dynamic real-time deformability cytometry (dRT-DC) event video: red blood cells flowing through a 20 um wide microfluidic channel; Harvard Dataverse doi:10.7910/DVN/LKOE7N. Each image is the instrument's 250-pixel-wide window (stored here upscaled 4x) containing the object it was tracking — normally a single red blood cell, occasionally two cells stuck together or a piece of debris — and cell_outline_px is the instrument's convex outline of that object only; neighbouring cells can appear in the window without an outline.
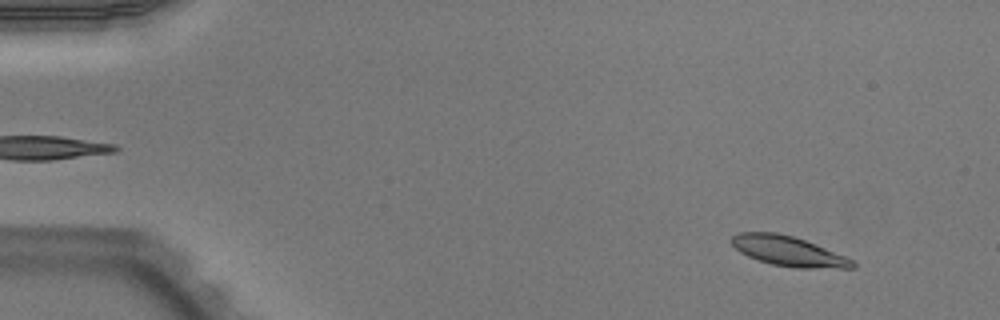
{"species": "Egyptian fruit bat (a non-hibernating species)", "species_latin": "Rousettus aegyptiacus", "temperature_condition": "warm", "stored_images_in_passage": 52, "camera_frame_rate_fps": 3000, "um_per_image_px": 0.085, "animal": {"sex": "male"}, "frame": {"image": 1, "passage_image": 5, "time_ms": 1.333, "image_size_px": [1000, 320], "cell_outline_px": [[856, 268], [796, 268], [772, 264], [756, 260], [740, 252], [732, 244], [732, 236], [740, 232], [776, 232], [792, 236], [804, 240], [844, 256], [852, 260], [856, 264]], "centroid_in_image_um": [66.99, 21.35], "position_along_channel_um": 18.0, "area_um2": 20.81}}
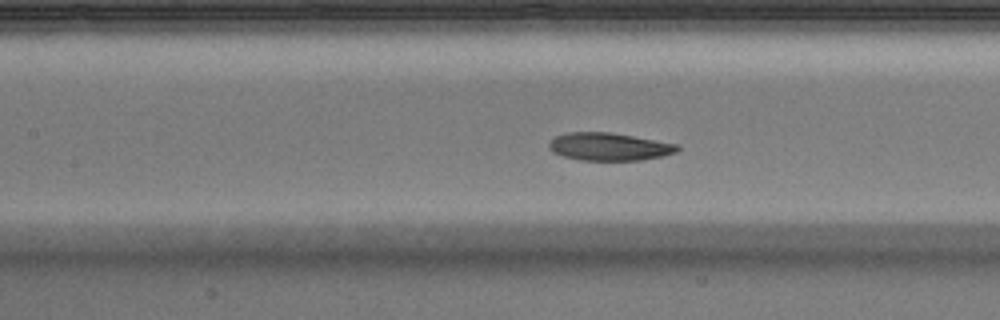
{"frame": {"image": 2, "passage_image": 24, "time_ms": 7.667, "image_size_px": [1000, 320], "cell_outline_px": [[680, 148], [676, 152], [664, 156], [640, 160], [580, 160], [564, 156], [552, 152], [548, 148], [548, 144], [556, 136], [568, 132], [612, 132], [680, 144]], "centroid_in_image_um": [51.81, 12.46], "position_along_channel_um": 155.6, "area_um2": 20.92}}
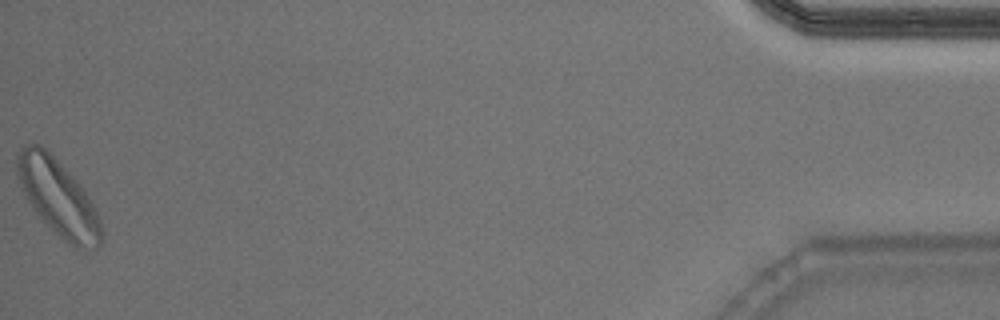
{"frame": {"image": 3, "passage_image": 52, "time_ms": 17.0, "image_size_px": [1000, 320], "cell_outline_px": [[104, 236], [100, 244], [96, 248], [84, 252], [68, 244], [36, 212], [28, 200], [16, 176], [16, 156], [28, 144], [40, 144], [80, 184], [88, 196], [100, 220]], "centroid_in_image_um": [4.97, 16.85], "position_along_channel_um": 430.2, "area_um2": 36.82}, "authors_computed_cell_mechanics": {"area_um2": 21.2993, "velocity_mm_per_s": 3.9192, "shape_relaxation_time_tau1_ms": 2.3304, "shape_relaxation_time_tau2_ms": 7.9017, "deformation_change_tau1": 0.134, "deformation_change_tau2": 0.1634}}